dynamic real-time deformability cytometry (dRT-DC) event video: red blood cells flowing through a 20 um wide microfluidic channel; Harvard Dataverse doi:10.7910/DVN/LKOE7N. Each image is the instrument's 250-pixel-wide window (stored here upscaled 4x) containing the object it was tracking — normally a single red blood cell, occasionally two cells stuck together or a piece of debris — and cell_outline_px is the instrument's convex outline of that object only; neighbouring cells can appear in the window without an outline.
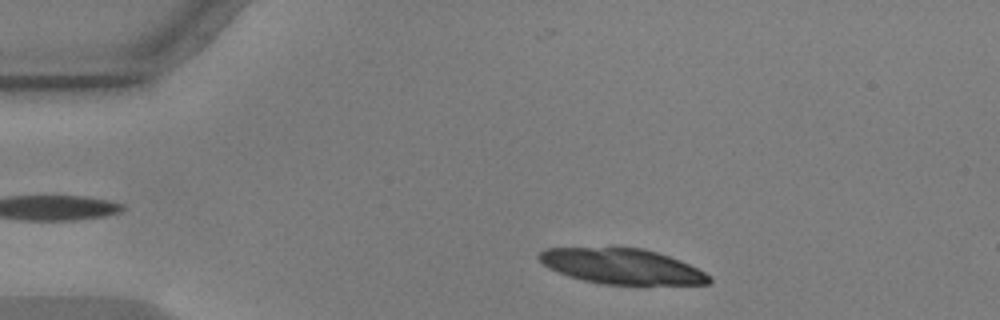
{"species": "common noctule bat (a hibernating species)", "species_latin": "Nyctalus noctula", "temperature_condition": "warm", "stored_images_in_passage": 17, "camera_frame_rate_fps": 3000, "um_per_image_px": 0.085, "animal": {"sex": "male", "body_mass_g": 17.9, "forearm_length_mm": 54.2}, "frame": {"image": 1, "passage_image": 3, "time_ms": 0.667, "image_size_px": [1000, 320], "cell_outline_px": [[712, 280], [708, 284], [600, 284], [568, 276], [548, 268], [536, 256], [544, 248], [644, 248], [680, 260], [704, 272]], "centroid_in_image_um": [52.82, 22.64], "position_along_channel_um": 32.2, "area_um2": 34.62}}